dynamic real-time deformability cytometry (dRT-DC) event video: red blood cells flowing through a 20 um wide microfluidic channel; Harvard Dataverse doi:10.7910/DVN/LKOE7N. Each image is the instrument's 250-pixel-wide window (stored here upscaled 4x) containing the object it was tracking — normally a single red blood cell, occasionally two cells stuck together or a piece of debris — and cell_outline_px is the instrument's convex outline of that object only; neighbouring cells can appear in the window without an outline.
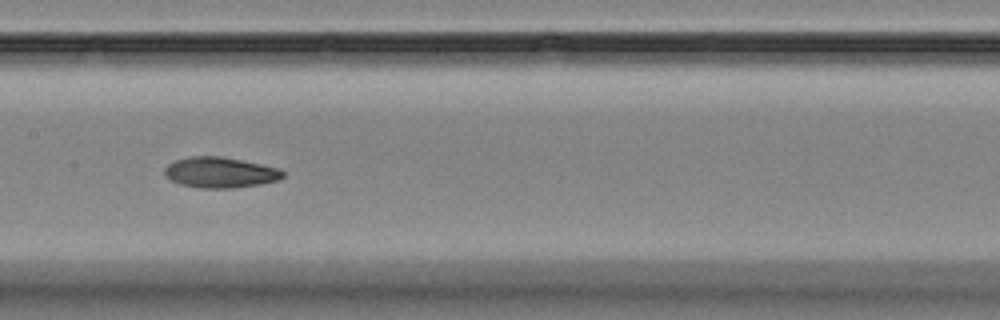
{"species": "Egyptian fruit bat (a non-hibernating species)", "species_latin": "Rousettus aegyptiacus", "temperature_condition": "room temperature", "stored_images_in_passage": 5, "camera_frame_rate_fps": 3000, "um_per_image_px": 0.085, "animal": {"sex": "female"}, "frame": {"image": 1, "passage_image": 4, "time_ms": 3.667, "image_size_px": [1000, 320], "cell_outline_px": [[284, 176], [280, 180], [260, 184], [236, 188], [200, 188], [180, 184], [164, 176], [164, 168], [168, 164], [176, 160], [192, 156], [220, 156], [280, 168], [284, 172]], "centroid_in_image_um": [18.72, 14.67], "position_along_channel_um": 188.7, "area_um2": 21.15}}
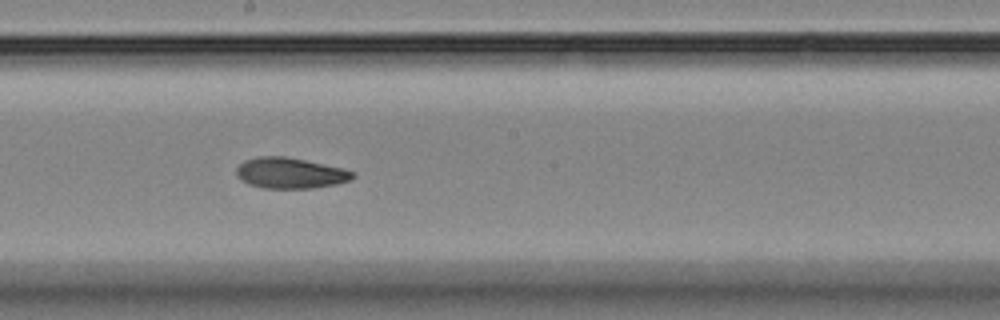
{"frame": {"image": 2, "passage_image": 5, "time_ms": 4.667, "image_size_px": [1000, 320], "cell_outline_px": [[356, 172], [352, 180], [336, 184], [312, 188], [260, 188], [248, 184], [240, 180], [236, 176], [236, 168], [244, 160], [260, 156], [284, 156], [304, 160], [340, 168]], "centroid_in_image_um": [24.63, 14.72], "position_along_channel_um": 223.6, "area_um2": 20.87}}